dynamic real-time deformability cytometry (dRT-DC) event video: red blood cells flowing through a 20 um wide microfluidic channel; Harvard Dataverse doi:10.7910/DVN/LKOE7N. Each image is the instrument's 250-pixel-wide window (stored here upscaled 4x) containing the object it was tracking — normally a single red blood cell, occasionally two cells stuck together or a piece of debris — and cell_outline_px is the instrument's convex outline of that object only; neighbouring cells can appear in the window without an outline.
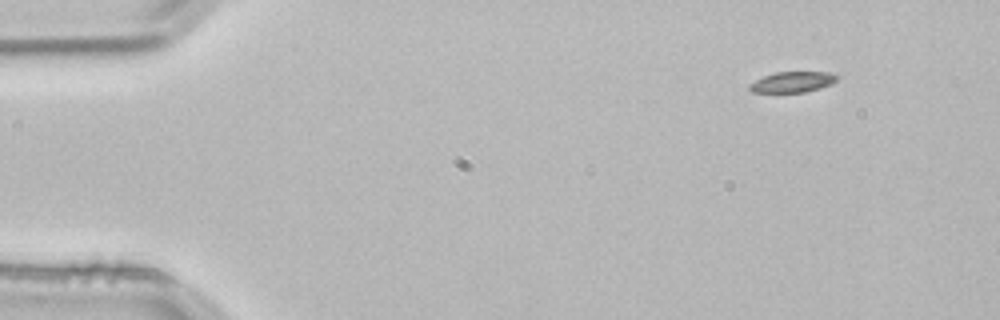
{"species": "common noctule bat (a hibernating species)", "species_latin": "Nyctalus noctula", "temperature_condition": "room temperature", "stored_images_in_passage": 4, "camera_frame_rate_fps": 3000, "um_per_image_px": 0.085, "animal": {"sex": "male", "body_mass_g": 21.5, "forearm_length_mm": 52.0}, "frame": {"image": 1, "passage_image": 1, "time_ms": 0.0, "image_size_px": [1000, 320], "cell_outline_px": [[840, 76], [832, 84], [820, 88], [804, 92], [752, 92], [748, 88], [748, 84], [764, 76], [776, 72], [828, 72]], "centroid_in_image_um": [67.37, 6.97], "position_along_channel_um": 17.6, "area_um2": 10.52}}